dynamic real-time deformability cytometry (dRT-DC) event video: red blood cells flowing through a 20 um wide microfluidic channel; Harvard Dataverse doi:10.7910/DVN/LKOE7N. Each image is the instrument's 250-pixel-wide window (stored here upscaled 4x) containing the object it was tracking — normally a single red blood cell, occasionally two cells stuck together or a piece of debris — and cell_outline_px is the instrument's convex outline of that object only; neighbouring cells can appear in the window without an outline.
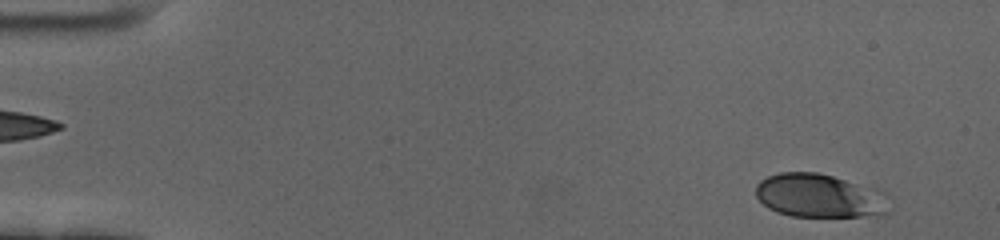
{"species": "human", "species_latin": "Homo sapiens", "temperature_condition": "cold", "stored_images_in_passage": 58, "camera_frame_rate_fps": 3000, "um_per_image_px": 0.085, "donor": {"sex": "female"}, "frame": {"image": 1, "passage_image": 3, "time_ms": 0.667, "image_size_px": [1000, 240], "cell_outline_px": [[892, 212], [884, 216], [792, 216], [776, 212], [768, 208], [756, 196], [756, 184], [760, 180], [768, 176], [780, 172], [816, 172], [832, 176], [876, 188], [892, 196]], "centroid_in_image_um": [69.79, 16.66], "position_along_channel_um": 15.2, "area_um2": 34.8}}
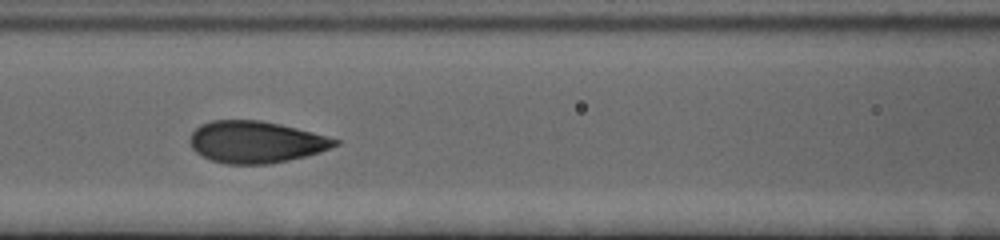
{"frame": {"image": 2, "passage_image": 25, "time_ms": 8.0, "image_size_px": [1000, 240], "cell_outline_px": [[340, 144], [320, 152], [288, 160], [268, 164], [224, 164], [212, 160], [196, 152], [192, 148], [188, 140], [192, 132], [200, 124], [212, 120], [260, 120], [280, 124], [312, 132], [340, 140]], "centroid_in_image_um": [21.73, 12.07], "position_along_channel_um": 144.9, "area_um2": 35.32}}
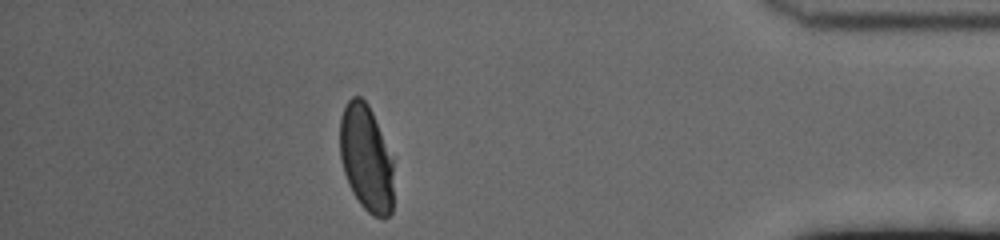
{"frame": {"image": 3, "passage_image": 51, "time_ms": 16.667, "image_size_px": [1000, 240], "cell_outline_px": [[392, 212], [384, 220], [372, 216], [360, 204], [352, 192], [348, 184], [344, 172], [340, 156], [340, 116], [348, 100], [352, 96], [360, 96], [368, 104], [372, 112], [392, 160]], "centroid_in_image_um": [31.1, 13.48], "position_along_channel_um": 404.1, "area_um2": 33.18}, "authors_computed_cell_mechanics": {"area_um2": 35.0557, "velocity_mm_per_s": 3.4369, "shape_relaxation_time_tau1_ms": 3.5281, "shape_relaxation_time_tau2_ms": null, "deformation_change_tau1": 0.1619, "deformation_change_tau2": null}}